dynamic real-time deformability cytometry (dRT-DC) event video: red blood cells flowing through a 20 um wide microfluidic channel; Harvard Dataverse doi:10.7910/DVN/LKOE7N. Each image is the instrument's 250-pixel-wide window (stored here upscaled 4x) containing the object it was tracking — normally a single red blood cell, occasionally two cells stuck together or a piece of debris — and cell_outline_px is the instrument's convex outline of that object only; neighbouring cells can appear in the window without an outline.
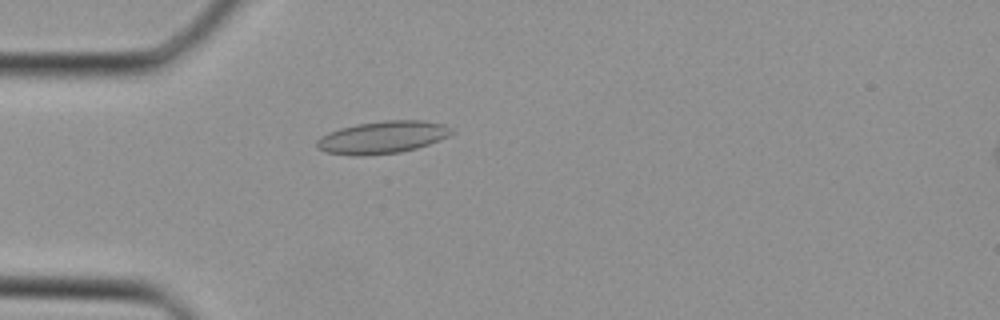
{"species": "Egyptian fruit bat (a non-hibernating species)", "species_latin": "Rousettus aegyptiacus", "temperature_condition": "cold", "stored_images_in_passage": 38, "camera_frame_rate_fps": 3000, "um_per_image_px": 0.085, "animal": {"sex": "female"}, "frame": {"image": 1, "passage_image": 11, "time_ms": 3.333, "image_size_px": [1000, 320], "cell_outline_px": [[452, 132], [448, 136], [440, 140], [416, 148], [400, 152], [364, 156], [352, 156], [328, 152], [316, 148], [316, 140], [320, 136], [328, 132], [340, 128], [356, 124], [384, 120], [424, 120], [444, 124], [452, 128]], "centroid_in_image_um": [32.48, 11.67], "position_along_channel_um": 52.5, "area_um2": 25.61}}
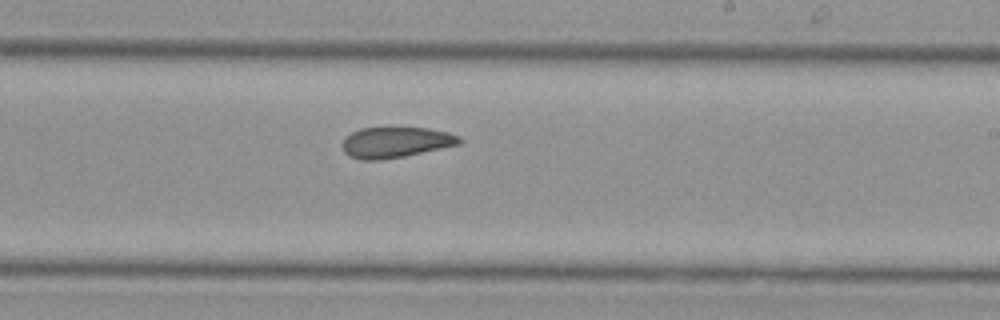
{"frame": {"image": 2, "passage_image": 23, "time_ms": 7.333, "image_size_px": [1000, 320], "cell_outline_px": [[464, 140], [460, 144], [404, 156], [380, 160], [364, 160], [348, 156], [344, 152], [340, 144], [344, 136], [360, 128], [428, 128], [448, 132], [460, 136]], "centroid_in_image_um": [33.6, 12.09], "position_along_channel_um": 255.4, "area_um2": 21.1}}
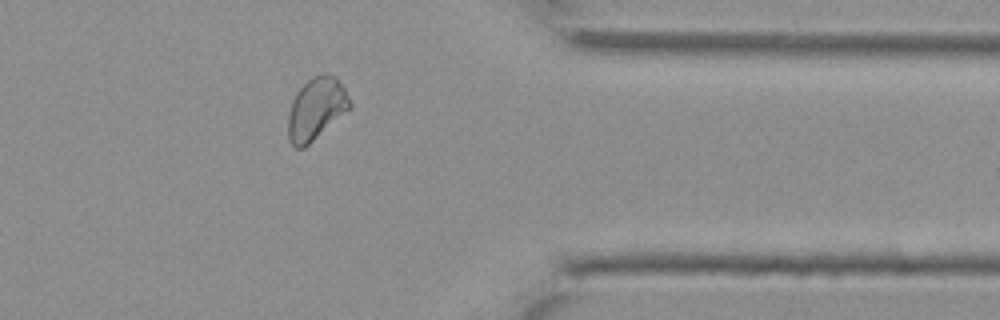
{"frame": {"image": 3, "passage_image": 31, "time_ms": 10.0, "image_size_px": [1000, 320], "cell_outline_px": [[352, 108], [304, 148], [296, 148], [288, 140], [288, 112], [292, 100], [296, 92], [312, 76], [320, 72], [324, 72], [336, 76], [344, 88], [352, 104]], "centroid_in_image_um": [26.88, 9.23], "position_along_channel_um": 384.5, "area_um2": 22.66}}